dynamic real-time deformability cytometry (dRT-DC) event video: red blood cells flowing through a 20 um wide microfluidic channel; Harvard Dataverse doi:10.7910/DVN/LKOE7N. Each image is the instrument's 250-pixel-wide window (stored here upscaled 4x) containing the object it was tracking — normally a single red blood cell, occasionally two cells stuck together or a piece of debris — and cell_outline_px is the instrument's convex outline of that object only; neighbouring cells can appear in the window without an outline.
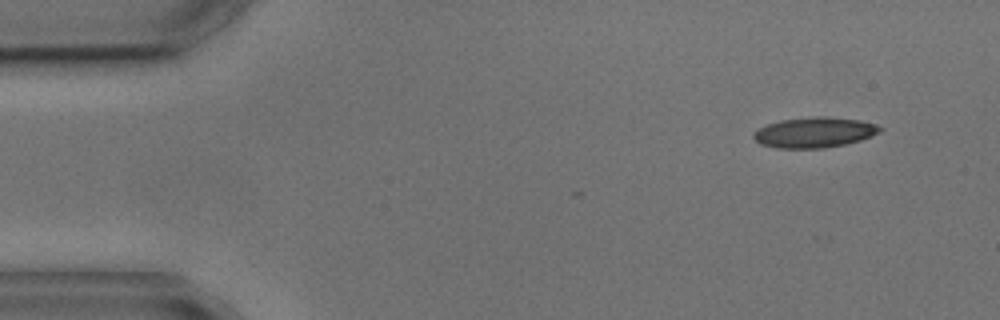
{"species": "common noctule bat (a hibernating species)", "species_latin": "Nyctalus noctula", "temperature_condition": "cold", "stored_images_in_passage": 4, "camera_frame_rate_fps": 3000, "um_per_image_px": 0.085, "animal": {"sex": "male", "body_mass_g": 17.9, "forearm_length_mm": 54.2}, "frame": {"image": 1, "passage_image": 1, "time_ms": 0.0, "image_size_px": [1000, 320], "cell_outline_px": [[884, 128], [880, 132], [872, 136], [860, 140], [844, 144], [824, 148], [776, 148], [760, 144], [752, 136], [752, 132], [768, 124], [780, 120], [812, 116], [828, 116], [860, 120], [876, 124]], "centroid_in_image_um": [69.23, 11.25], "position_along_channel_um": 15.8, "area_um2": 22.54}}
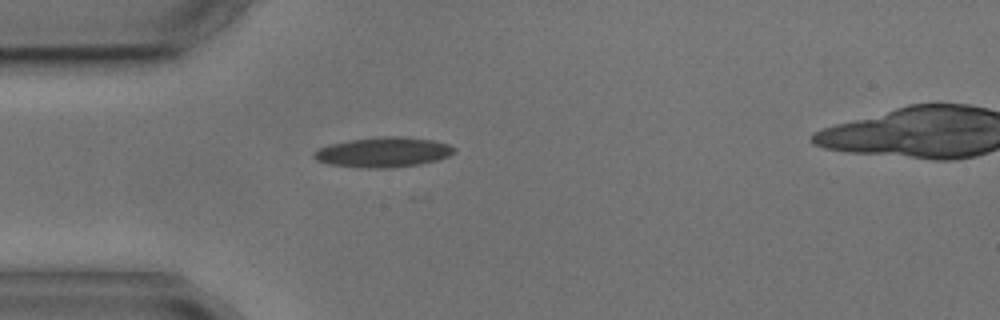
{"frame": {"image": 2, "passage_image": 3, "time_ms": 3.333, "image_size_px": [1000, 320], "cell_outline_px": [[456, 152], [448, 156], [436, 160], [420, 164], [388, 168], [356, 168], [328, 164], [316, 160], [312, 156], [312, 152], [320, 148], [332, 144], [348, 140], [376, 136], [400, 136], [432, 140], [448, 144], [456, 148]], "centroid_in_image_um": [32.55, 12.94], "position_along_channel_um": 52.4, "area_um2": 24.74}}